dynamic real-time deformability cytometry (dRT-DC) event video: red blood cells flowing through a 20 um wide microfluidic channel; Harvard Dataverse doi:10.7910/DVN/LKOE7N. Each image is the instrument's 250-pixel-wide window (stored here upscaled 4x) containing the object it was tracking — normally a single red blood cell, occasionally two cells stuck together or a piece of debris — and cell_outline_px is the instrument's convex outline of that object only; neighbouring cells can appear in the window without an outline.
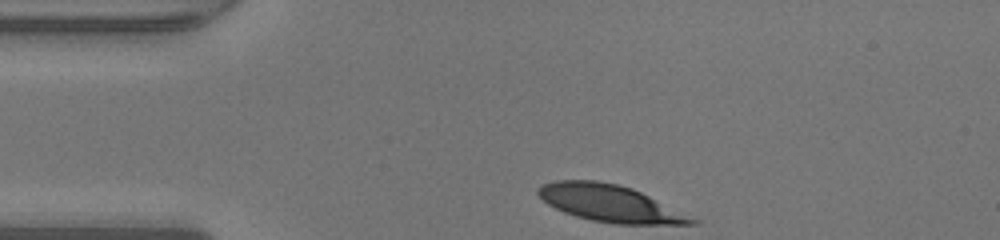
{"species": "human", "species_latin": "Homo sapiens", "temperature_condition": "warm", "stored_images_in_passage": 30, "camera_frame_rate_fps": 3000, "um_per_image_px": 0.085, "donor": {"sex": "male"}, "frame": {"image": 1, "passage_image": 1, "time_ms": 0.0, "image_size_px": [1000, 240], "cell_outline_px": [[700, 220], [696, 224], [616, 224], [592, 220], [576, 216], [564, 212], [548, 204], [536, 192], [536, 188], [540, 184], [556, 180], [596, 180], [616, 184], [632, 188]], "centroid_in_image_um": [51.83, 17.28], "position_along_channel_um": 33.2, "area_um2": 32.89}}
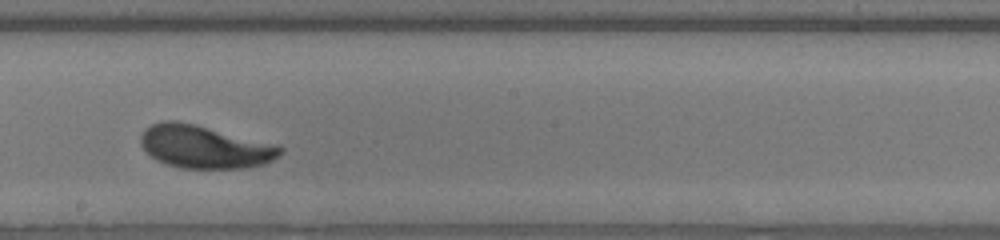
{"frame": {"image": 2, "passage_image": 18, "time_ms": 5.667, "image_size_px": [1000, 240], "cell_outline_px": [[284, 148], [272, 160], [264, 164], [244, 168], [180, 168], [156, 160], [140, 144], [140, 136], [144, 128], [160, 120], [176, 120], [196, 124], [280, 144]], "centroid_in_image_um": [17.4, 12.45], "position_along_channel_um": 230.8, "area_um2": 35.2}}
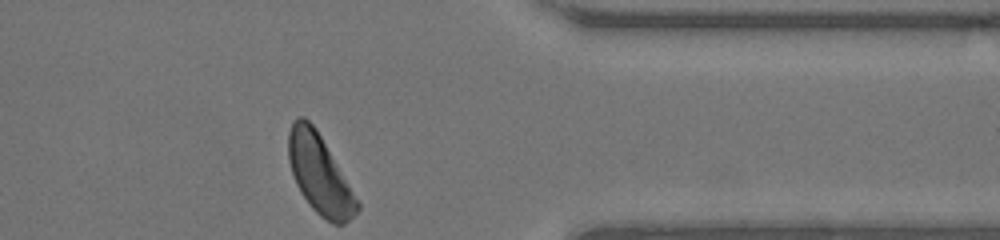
{"frame": {"image": 3, "passage_image": 30, "time_ms": 9.667, "image_size_px": [1000, 240], "cell_outline_px": [[360, 208], [344, 224], [332, 224], [320, 216], [312, 208], [300, 192], [296, 184], [288, 160], [288, 132], [292, 120], [296, 116], [304, 116], [316, 128], [360, 204]], "centroid_in_image_um": [27.13, 14.79], "position_along_channel_um": 384.3, "area_um2": 31.33}, "authors_computed_cell_mechanics": {"area_um2": 34.0442, "velocity_mm_per_s": 4.2434, "shape_relaxation_time_tau1_ms": 2.4619, "shape_relaxation_time_tau2_ms": null, "deformation_change_tau1": 0.1773, "deformation_change_tau2": null}}